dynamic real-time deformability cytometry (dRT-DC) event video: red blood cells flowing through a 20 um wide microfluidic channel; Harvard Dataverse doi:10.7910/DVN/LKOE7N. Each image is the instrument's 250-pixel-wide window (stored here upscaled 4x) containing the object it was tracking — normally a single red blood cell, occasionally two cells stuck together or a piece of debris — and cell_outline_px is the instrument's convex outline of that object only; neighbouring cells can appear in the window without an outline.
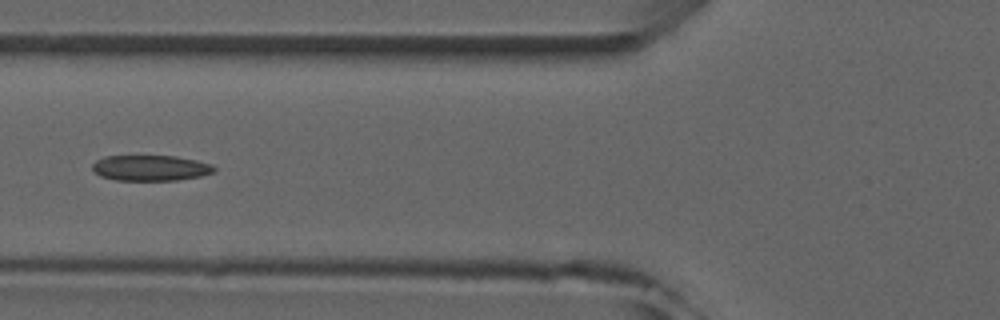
{"species": "common noctule bat (a hibernating species)", "species_latin": "Nyctalus noctula", "temperature_condition": "room temperature", "stored_images_in_passage": 6, "camera_frame_rate_fps": 3000, "um_per_image_px": 0.085, "animal": {"sex": "male", "forearm_length_mm": 52.5}, "frame": {"image": 1, "passage_image": 5, "time_ms": 4.667, "image_size_px": [1000, 320], "cell_outline_px": [[216, 172], [200, 176], [176, 180], [116, 180], [100, 176], [92, 168], [92, 164], [96, 160], [104, 156], [176, 156], [196, 160], [212, 164], [216, 168]], "centroid_in_image_um": [12.81, 14.27], "position_along_channel_um": 113.0, "area_um2": 18.21}}
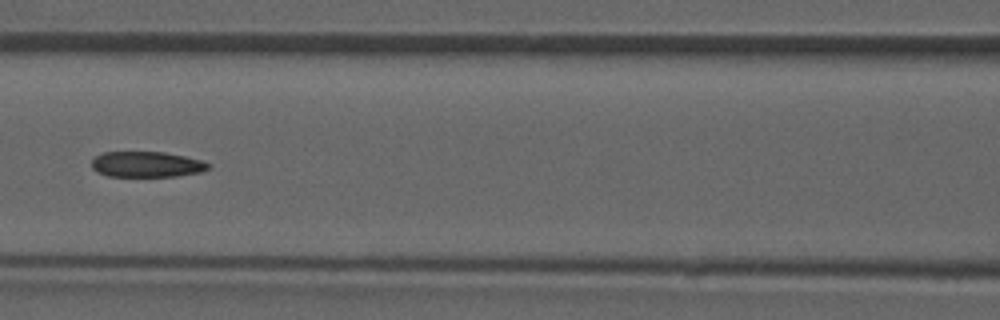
{"frame": {"image": 2, "passage_image": 6, "time_ms": 5.667, "image_size_px": [1000, 320], "cell_outline_px": [[212, 168], [200, 172], [176, 176], [108, 176], [96, 172], [92, 168], [92, 160], [96, 156], [104, 152], [164, 152], [184, 156], [200, 160], [212, 164]], "centroid_in_image_um": [12.48, 13.97], "position_along_channel_um": 154.1, "area_um2": 17.46}}